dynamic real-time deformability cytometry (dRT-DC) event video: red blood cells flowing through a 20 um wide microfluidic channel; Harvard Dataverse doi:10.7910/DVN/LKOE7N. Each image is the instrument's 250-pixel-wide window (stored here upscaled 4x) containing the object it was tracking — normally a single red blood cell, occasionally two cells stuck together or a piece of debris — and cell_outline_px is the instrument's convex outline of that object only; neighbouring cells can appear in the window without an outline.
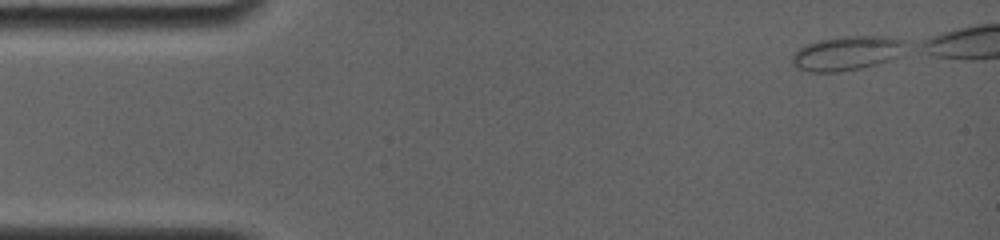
{"species": "common noctule bat (a hibernating species)", "species_latin": "Nyctalus noctula", "temperature_condition": "room temperature", "stored_images_in_passage": 52, "camera_frame_rate_fps": 4000, "um_per_image_px": 0.085, "animal": {"sex": "female", "body_mass_g": 19.0, "forearm_length_mm": 56.7}, "frame": {"image": 1, "passage_image": 1, "time_ms": 0.0, "image_size_px": [1000, 240], "cell_outline_px": [[900, 56], [876, 64], [860, 68], [836, 72], [812, 72], [796, 68], [792, 64], [792, 56], [800, 48], [808, 44], [820, 40], [844, 36], [888, 36], [900, 40]], "centroid_in_image_um": [71.9, 4.54], "position_along_channel_um": 13.1, "area_um2": 22.02}}
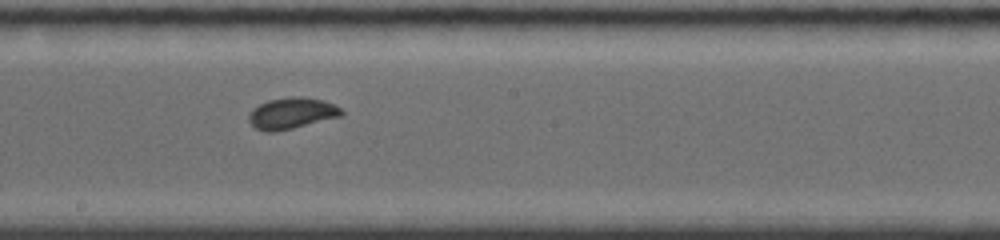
{"frame": {"image": 2, "passage_image": 35, "time_ms": 8.0, "image_size_px": [1000, 240], "cell_outline_px": [[344, 112], [340, 116], [276, 132], [264, 132], [256, 128], [248, 120], [248, 116], [252, 108], [268, 100], [288, 96], [300, 96], [324, 100], [340, 108]], "centroid_in_image_um": [24.75, 9.61], "position_along_channel_um": 223.4, "area_um2": 16.82}}
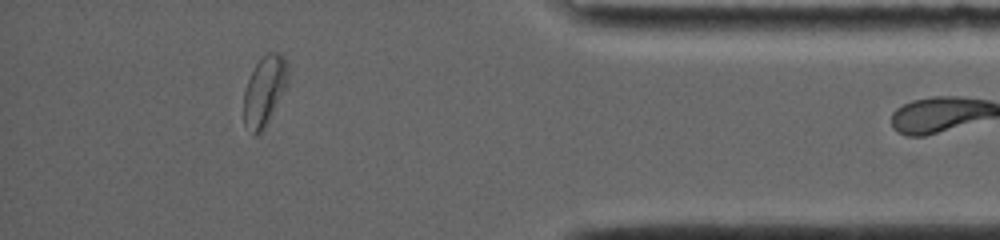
{"frame": {"image": 3, "passage_image": 51, "time_ms": 13.5, "image_size_px": [1000, 240], "cell_outline_px": [[288, 84], [264, 128], [256, 136], [252, 136], [244, 124], [244, 92], [248, 80], [260, 56], [268, 52], [276, 52], [284, 56], [288, 64]], "centroid_in_image_um": [22.48, 7.7], "position_along_channel_um": 412.7, "area_um2": 18.09}}